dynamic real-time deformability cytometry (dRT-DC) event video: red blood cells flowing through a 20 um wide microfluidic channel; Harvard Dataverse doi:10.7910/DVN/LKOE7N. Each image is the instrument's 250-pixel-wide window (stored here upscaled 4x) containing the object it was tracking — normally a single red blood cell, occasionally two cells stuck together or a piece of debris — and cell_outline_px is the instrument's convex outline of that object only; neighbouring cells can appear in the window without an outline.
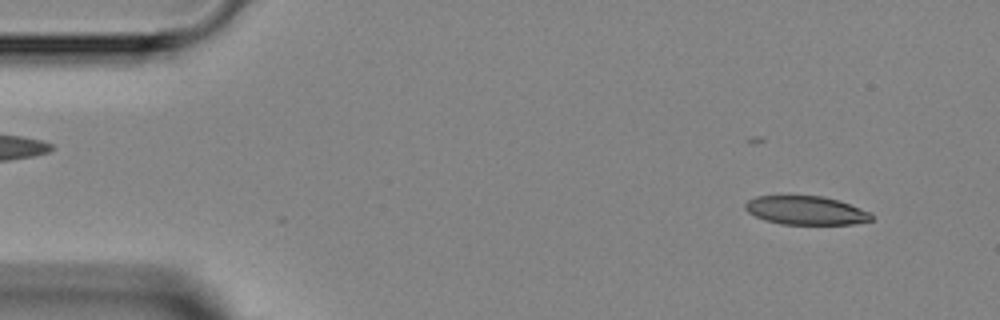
{"species": "Egyptian fruit bat (a non-hibernating species)", "species_latin": "Rousettus aegyptiacus", "temperature_condition": "room temperature", "stored_images_in_passage": 6, "camera_frame_rate_fps": 3000, "um_per_image_px": 0.085, "animal": {"sex": "female"}, "frame": {"image": 1, "passage_image": 2, "time_ms": 1.0, "image_size_px": [1000, 320], "cell_outline_px": [[872, 220], [852, 224], [780, 224], [764, 220], [748, 212], [744, 208], [744, 204], [748, 200], [756, 196], [824, 196], [848, 204], [868, 212], [872, 216]], "centroid_in_image_um": [68.44, 17.89], "position_along_channel_um": 16.6, "area_um2": 20.81}}
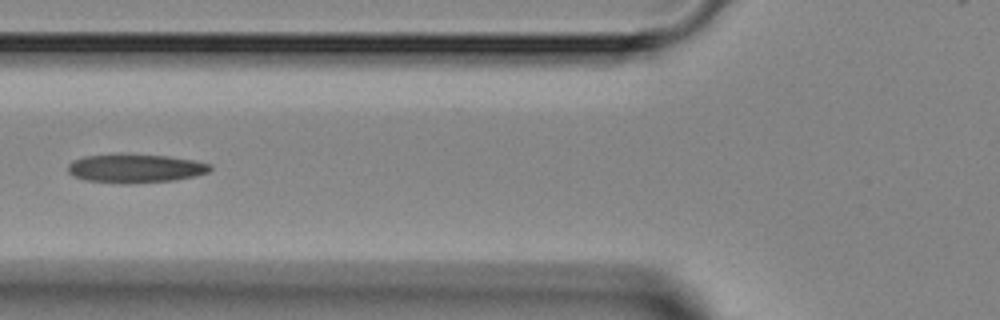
{"frame": {"image": 2, "passage_image": 6, "time_ms": 5.667, "image_size_px": [1000, 320], "cell_outline_px": [[212, 168], [208, 172], [196, 176], [172, 180], [124, 184], [88, 180], [72, 176], [68, 172], [68, 164], [72, 160], [84, 156], [168, 156], [192, 160], [212, 164]], "centroid_in_image_um": [11.52, 14.34], "position_along_channel_um": 114.3, "area_um2": 23.06}}